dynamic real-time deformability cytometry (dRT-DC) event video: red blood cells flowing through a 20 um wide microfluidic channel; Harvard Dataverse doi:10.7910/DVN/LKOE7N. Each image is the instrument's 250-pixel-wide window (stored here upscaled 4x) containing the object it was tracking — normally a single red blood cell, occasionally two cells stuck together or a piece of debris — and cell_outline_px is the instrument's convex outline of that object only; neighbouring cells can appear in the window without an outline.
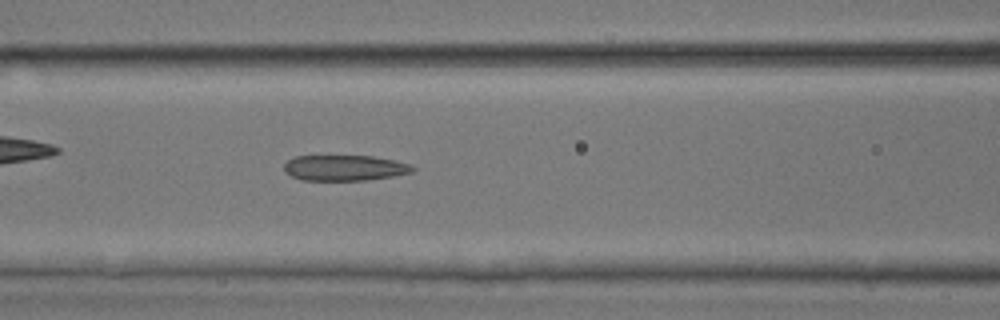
{"species": "common noctule bat (a hibernating species)", "species_latin": "Nyctalus noctula", "temperature_condition": "room temperature", "stored_images_in_passage": 25, "camera_frame_rate_fps": 3000, "um_per_image_px": 0.085, "animal": {"sex": "male", "body_mass_g": 17.9, "forearm_length_mm": 54.2}, "frame": {"image": 1, "passage_image": 18, "time_ms": 5.667, "image_size_px": [1000, 320], "cell_outline_px": [[416, 168], [412, 172], [392, 176], [368, 180], [300, 180], [284, 172], [284, 164], [288, 160], [296, 156], [372, 156], [412, 164]], "centroid_in_image_um": [29.28, 14.27], "position_along_channel_um": 137.3, "area_um2": 19.19}}